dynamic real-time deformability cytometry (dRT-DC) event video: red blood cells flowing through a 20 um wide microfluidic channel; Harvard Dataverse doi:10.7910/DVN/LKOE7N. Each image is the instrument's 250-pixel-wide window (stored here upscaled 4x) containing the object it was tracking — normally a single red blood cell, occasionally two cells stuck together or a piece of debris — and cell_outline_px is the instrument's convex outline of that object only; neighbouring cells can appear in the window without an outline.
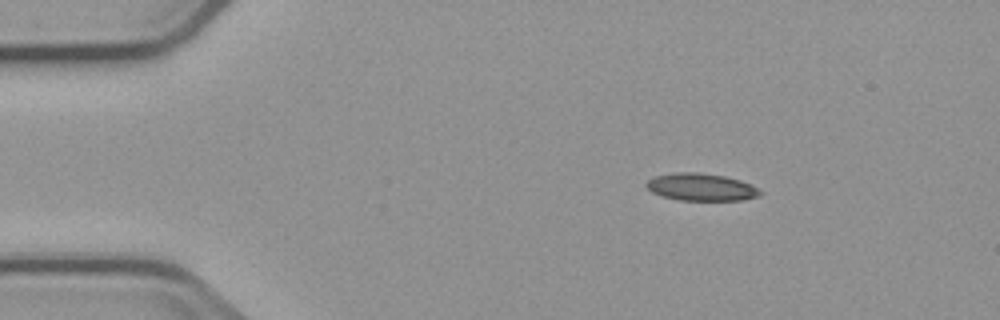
{"species": "common noctule bat (a hibernating species)", "species_latin": "Nyctalus noctula", "temperature_condition": "cold", "stored_images_in_passage": 3, "camera_frame_rate_fps": 3000, "um_per_image_px": 0.085, "animal": {"sex": "male", "body_mass_g": 23.1, "forearm_length_mm": 52.7}, "frame": {"image": 1, "passage_image": 1, "time_ms": 0.0, "image_size_px": [1000, 320], "cell_outline_px": [[764, 192], [760, 196], [740, 200], [680, 200], [664, 196], [652, 192], [644, 184], [648, 180], [656, 176], [676, 172], [696, 172], [724, 176], [740, 180], [752, 184]], "centroid_in_image_um": [59.64, 15.9], "position_along_channel_um": 25.4, "area_um2": 18.09}}